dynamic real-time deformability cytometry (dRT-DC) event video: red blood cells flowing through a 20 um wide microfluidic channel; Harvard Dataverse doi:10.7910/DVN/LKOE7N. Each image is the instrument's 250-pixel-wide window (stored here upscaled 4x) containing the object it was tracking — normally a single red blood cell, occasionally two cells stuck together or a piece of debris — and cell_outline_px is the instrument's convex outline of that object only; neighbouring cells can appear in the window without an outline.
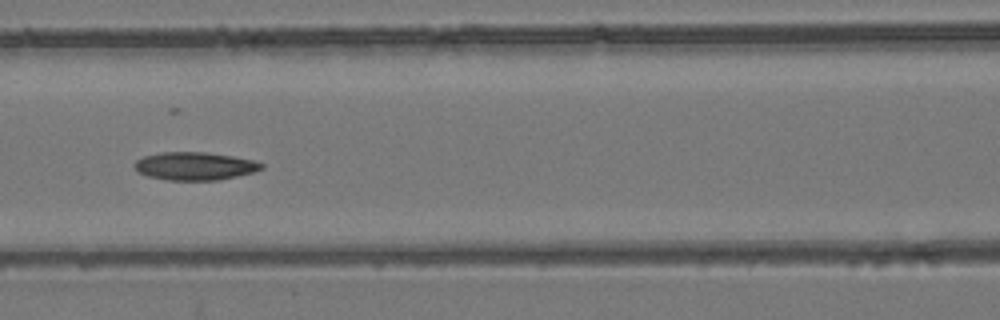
{"species": "common noctule bat (a hibernating species)", "species_latin": "Nyctalus noctula", "temperature_condition": "room temperature", "stored_images_in_passage": 8, "camera_frame_rate_fps": 3000, "um_per_image_px": 0.085, "animal": {"sex": "female", "body_mass_g": 24.6, "forearm_length_mm": 56.2}, "frame": {"image": 1, "passage_image": 6, "time_ms": 1.667, "image_size_px": [1000, 320], "cell_outline_px": [[264, 168], [252, 172], [220, 180], [168, 180], [148, 176], [136, 172], [132, 164], [136, 160], [144, 156], [160, 152], [204, 152], [232, 156], [256, 160], [264, 164]], "centroid_in_image_um": [16.53, 14.11], "position_along_channel_um": 150.1, "area_um2": 20.87}}
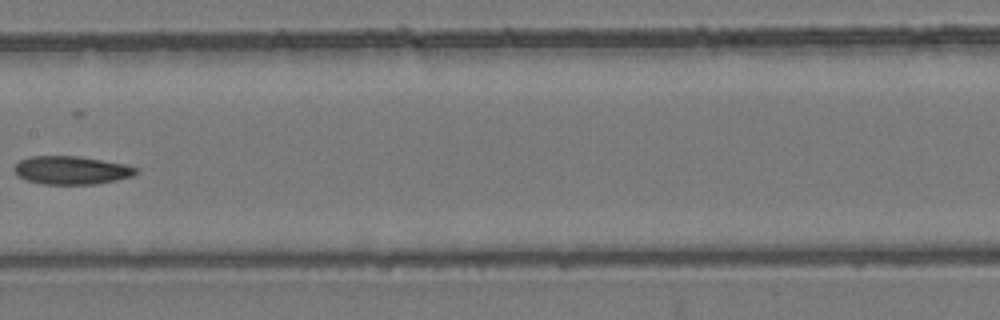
{"frame": {"image": 2, "passage_image": 7, "time_ms": 2.0, "image_size_px": [1000, 320], "cell_outline_px": [[140, 168], [132, 176], [116, 180], [96, 184], [44, 184], [24, 180], [12, 168], [20, 160], [32, 156], [80, 156], [124, 164]], "centroid_in_image_um": [6.07, 14.47], "position_along_channel_um": 201.3, "area_um2": 20.0}}
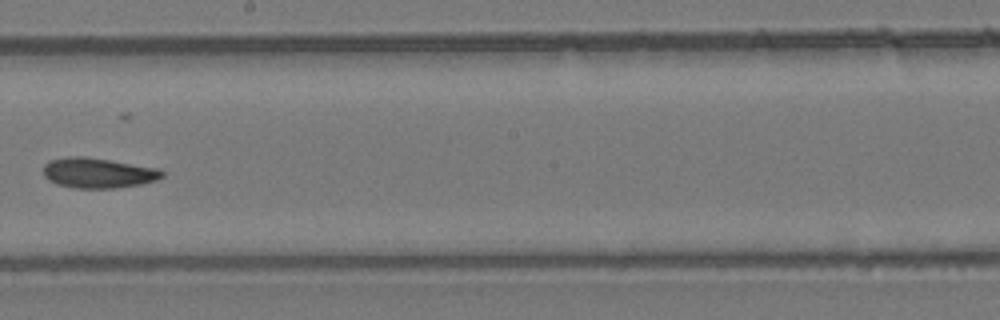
{"frame": {"image": 3, "passage_image": 8, "time_ms": 2.333, "image_size_px": [1000, 320], "cell_outline_px": [[164, 176], [156, 180], [140, 184], [116, 188], [72, 188], [56, 184], [48, 180], [44, 176], [44, 164], [48, 160], [72, 156], [84, 156], [160, 168], [164, 172]], "centroid_in_image_um": [8.33, 14.7], "position_along_channel_um": 239.9, "area_um2": 21.04}}